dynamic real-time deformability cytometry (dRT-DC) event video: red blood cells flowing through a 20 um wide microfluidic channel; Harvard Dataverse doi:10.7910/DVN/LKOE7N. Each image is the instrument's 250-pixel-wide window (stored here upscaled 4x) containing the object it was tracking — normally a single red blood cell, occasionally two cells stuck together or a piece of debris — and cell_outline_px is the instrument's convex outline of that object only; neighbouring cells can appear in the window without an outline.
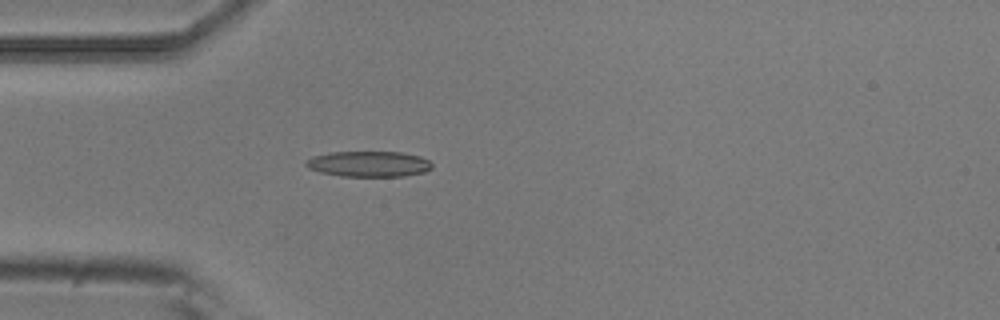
{"species": "common noctule bat (a hibernating species)", "species_latin": "Nyctalus noctula", "temperature_condition": "room temperature", "stored_images_in_passage": 5, "camera_frame_rate_fps": 3000, "um_per_image_px": 0.085, "animal": {"sex": "male", "body_mass_g": 20.5, "forearm_length_mm": 52.5}, "frame": {"image": 1, "passage_image": 5, "time_ms": 1.333, "image_size_px": [1000, 320], "cell_outline_px": [[432, 168], [424, 172], [404, 176], [340, 176], [320, 172], [308, 168], [304, 164], [312, 156], [332, 152], [404, 152], [420, 156], [428, 160], [432, 164]], "centroid_in_image_um": [31.36, 13.93], "position_along_channel_um": 53.6, "area_um2": 18.84}}